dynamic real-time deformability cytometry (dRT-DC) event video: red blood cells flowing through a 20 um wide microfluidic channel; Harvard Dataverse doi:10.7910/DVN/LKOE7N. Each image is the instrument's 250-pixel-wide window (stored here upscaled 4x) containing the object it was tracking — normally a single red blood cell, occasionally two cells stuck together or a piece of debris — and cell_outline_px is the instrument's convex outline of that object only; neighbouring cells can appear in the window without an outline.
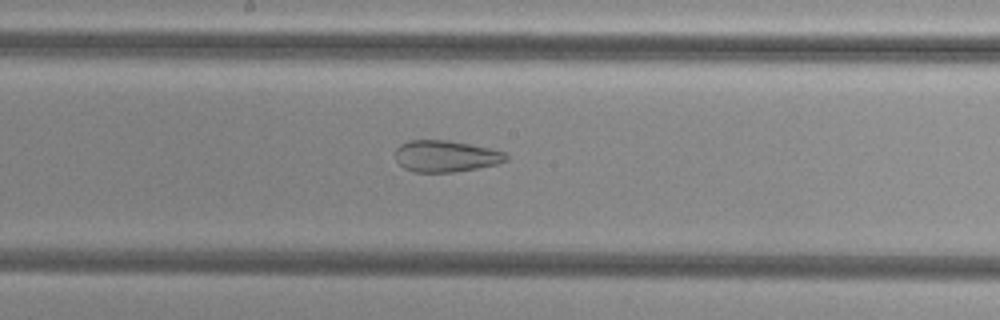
{"species": "common noctule bat (a hibernating species)", "species_latin": "Nyctalus noctula", "temperature_condition": "cold", "stored_images_in_passage": 47, "camera_frame_rate_fps": 3000, "um_per_image_px": 0.085, "animal": {"sex": "female", "body_mass_g": 29.2, "forearm_length_mm": 56.3}, "frame": {"image": 1, "passage_image": 22, "time_ms": 7.0, "image_size_px": [1000, 320], "cell_outline_px": [[508, 160], [496, 164], [476, 168], [452, 172], [416, 172], [404, 168], [396, 160], [396, 148], [400, 144], [408, 140], [448, 140], [492, 148], [504, 152], [508, 156]], "centroid_in_image_um": [37.89, 13.26], "position_along_channel_um": 210.3, "area_um2": 20.35}}
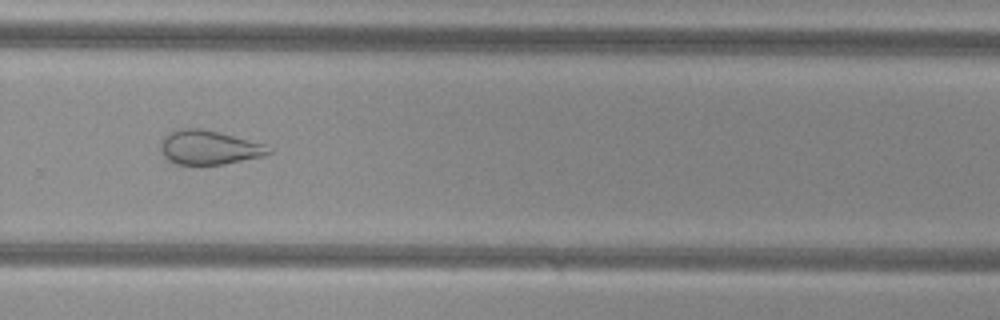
{"frame": {"image": 2, "passage_image": 30, "time_ms": 9.667, "image_size_px": [1000, 320], "cell_outline_px": [[272, 152], [264, 156], [224, 164], [176, 164], [168, 160], [164, 156], [160, 148], [160, 140], [168, 132], [180, 128], [200, 128], [220, 132], [264, 144], [272, 148]], "centroid_in_image_um": [17.75, 12.52], "position_along_channel_um": 312.1, "area_um2": 21.62}}
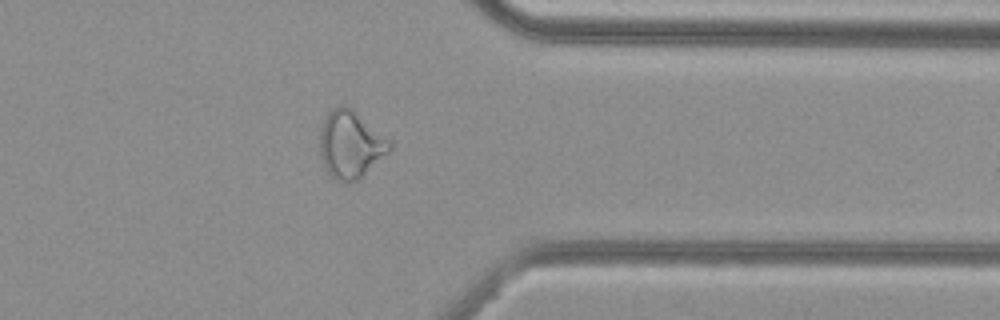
{"frame": {"image": 3, "passage_image": 36, "time_ms": 11.667, "image_size_px": [1000, 320], "cell_outline_px": [[392, 148], [388, 152], [356, 180], [348, 184], [336, 180], [324, 168], [320, 152], [320, 128], [328, 112], [332, 108], [340, 104], [344, 104], [352, 108], [392, 140]], "centroid_in_image_um": [29.79, 12.24], "position_along_channel_um": 381.6, "area_um2": 27.51}, "authors_computed_cell_mechanics": {"area_um2": 27.5128, "velocity_mm_per_s": 3.8248, "shape_relaxation_time_tau1_ms": null, "shape_relaxation_time_tau2_ms": 2.1214, "deformation_change_tau1": null, "deformation_change_tau2": 0.0994}}